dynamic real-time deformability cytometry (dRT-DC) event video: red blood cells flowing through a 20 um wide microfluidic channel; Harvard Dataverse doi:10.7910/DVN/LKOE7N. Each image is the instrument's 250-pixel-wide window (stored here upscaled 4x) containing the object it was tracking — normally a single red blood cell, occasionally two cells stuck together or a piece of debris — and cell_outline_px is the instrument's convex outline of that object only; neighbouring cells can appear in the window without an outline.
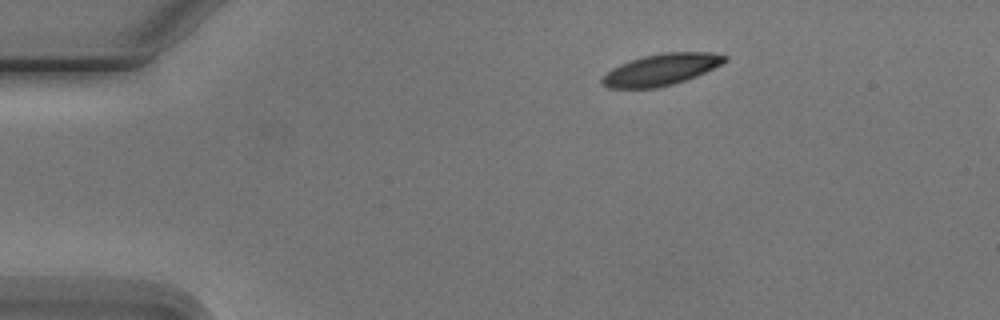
{"species": "Egyptian fruit bat (a non-hibernating species)", "species_latin": "Rousettus aegyptiacus", "temperature_condition": "cold", "stored_images_in_passage": 4, "camera_frame_rate_fps": 3000, "um_per_image_px": 0.085, "animal": {"sex": "male"}, "frame": {"image": 1, "passage_image": 1, "time_ms": 0.0, "image_size_px": [1000, 320], "cell_outline_px": [[728, 60], [696, 76], [672, 84], [656, 88], [608, 88], [600, 84], [600, 80], [612, 68], [620, 64], [644, 56], [660, 52], [712, 52], [728, 56]], "centroid_in_image_um": [56.18, 5.91], "position_along_channel_um": 28.8, "area_um2": 22.37}}